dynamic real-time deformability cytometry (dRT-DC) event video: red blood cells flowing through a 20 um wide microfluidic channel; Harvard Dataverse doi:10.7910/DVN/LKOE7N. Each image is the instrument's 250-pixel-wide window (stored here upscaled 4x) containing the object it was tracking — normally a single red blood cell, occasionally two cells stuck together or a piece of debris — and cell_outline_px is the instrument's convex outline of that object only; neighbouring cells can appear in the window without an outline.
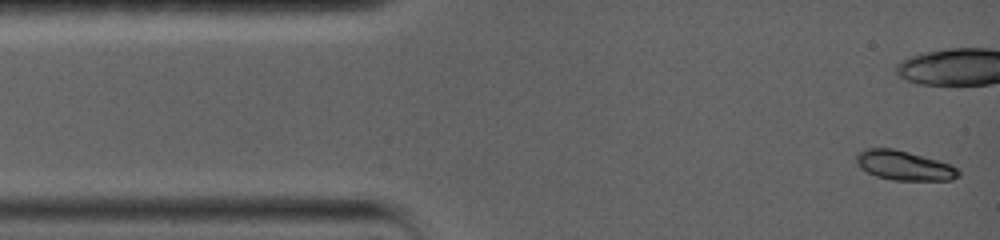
{"species": "common noctule bat (a hibernating species)", "species_latin": "Nyctalus noctula", "temperature_condition": "warm", "stored_images_in_passage": 8, "camera_frame_rate_fps": 5000, "um_per_image_px": 0.085, "animal": {"sex": "female", "body_mass_g": 19.0, "forearm_length_mm": 56.7}, "frame": {"image": 1, "passage_image": 1, "time_ms": 0.0, "image_size_px": [1000, 240], "cell_outline_px": [[960, 176], [952, 180], [892, 180], [876, 176], [860, 168], [856, 160], [856, 156], [864, 148], [892, 148], [908, 152], [952, 164], [960, 172]], "centroid_in_image_um": [76.86, 14.07], "position_along_channel_um": 8.1, "area_um2": 17.51}}